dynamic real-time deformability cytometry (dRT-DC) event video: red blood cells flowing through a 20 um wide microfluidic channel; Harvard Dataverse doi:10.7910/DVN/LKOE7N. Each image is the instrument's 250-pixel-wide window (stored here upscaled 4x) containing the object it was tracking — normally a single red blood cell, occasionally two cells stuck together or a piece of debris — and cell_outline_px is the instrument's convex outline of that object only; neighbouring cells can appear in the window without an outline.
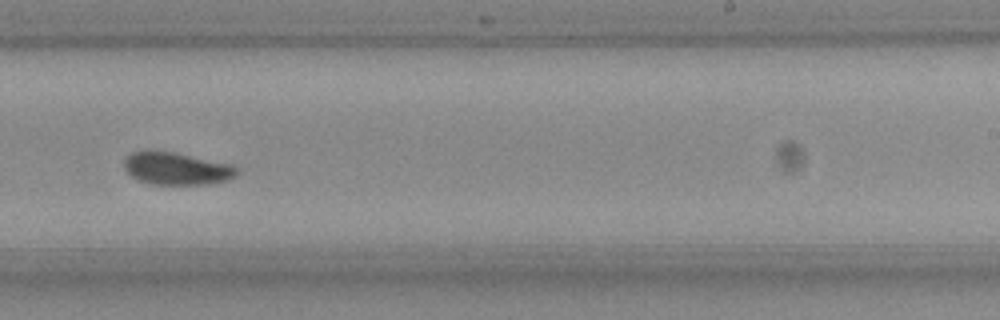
{"species": "Egyptian fruit bat (a non-hibernating species)", "species_latin": "Rousettus aegyptiacus", "temperature_condition": "room temperature", "stored_images_in_passage": 22, "camera_frame_rate_fps": 3000, "um_per_image_px": 0.085, "frame": {"image": 1, "passage_image": 19, "time_ms": 6.0, "image_size_px": [1000, 320], "cell_outline_px": [[240, 172], [236, 176], [228, 180], [208, 184], [152, 184], [140, 180], [132, 176], [124, 168], [124, 160], [132, 152], [172, 152], [232, 164]], "centroid_in_image_um": [15.06, 14.34], "position_along_channel_um": 273.9, "area_um2": 20.92}}